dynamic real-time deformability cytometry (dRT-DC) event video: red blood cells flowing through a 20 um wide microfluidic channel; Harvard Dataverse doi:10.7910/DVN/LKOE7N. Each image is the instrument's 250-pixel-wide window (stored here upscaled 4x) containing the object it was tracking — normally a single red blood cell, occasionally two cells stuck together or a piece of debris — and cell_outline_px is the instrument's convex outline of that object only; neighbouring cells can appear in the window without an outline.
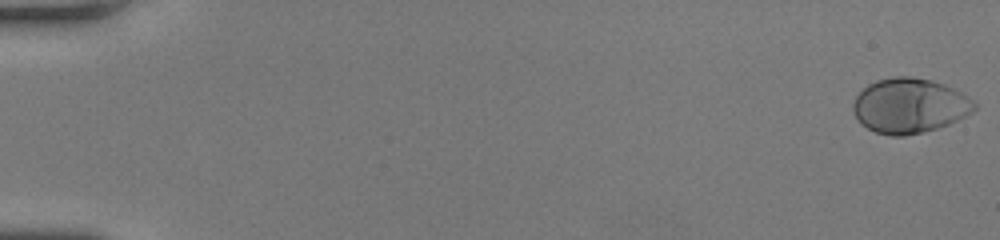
{"species": "human", "species_latin": "Homo sapiens", "temperature_condition": "room temperature", "stored_images_in_passage": 51, "camera_frame_rate_fps": 3000, "um_per_image_px": 0.085, "donor": {"sex": "female"}, "frame": {"image": 1, "passage_image": 1, "time_ms": 0.0, "image_size_px": [1000, 240], "cell_outline_px": [[976, 108], [972, 112], [948, 124], [924, 132], [904, 136], [892, 136], [876, 132], [860, 124], [852, 108], [852, 104], [856, 96], [868, 84], [876, 80], [892, 76], [912, 76], [944, 84], [968, 96], [976, 104]], "centroid_in_image_um": [77.28, 8.98], "position_along_channel_um": 7.7, "area_um2": 38.67}}
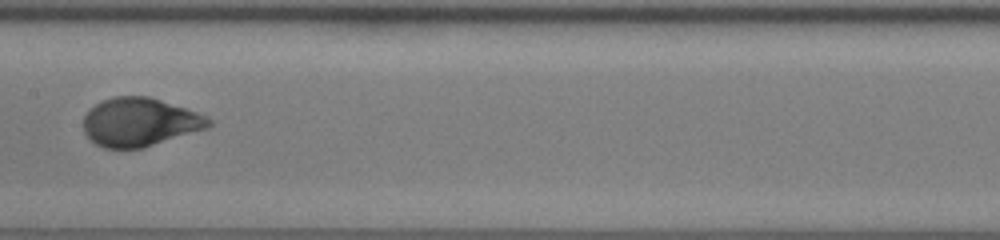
{"frame": {"image": 2, "passage_image": 28, "time_ms": 9.0, "image_size_px": [1000, 240], "cell_outline_px": [[212, 124], [208, 128], [144, 148], [104, 148], [88, 140], [84, 132], [84, 116], [96, 104], [112, 96], [148, 96], [208, 116], [212, 120]], "centroid_in_image_um": [11.88, 10.39], "position_along_channel_um": 195.5, "area_um2": 35.37}}
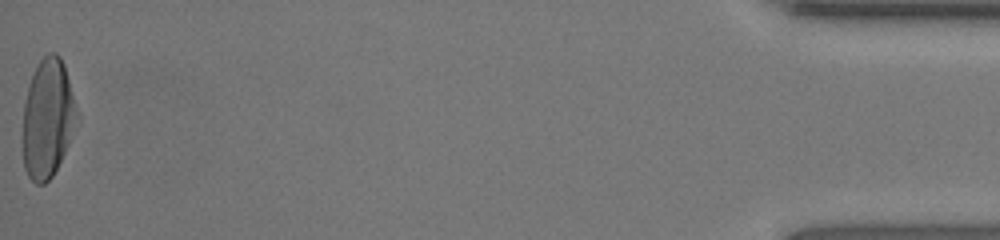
{"frame": {"image": 3, "passage_image": 51, "time_ms": 16.667, "image_size_px": [1000, 240], "cell_outline_px": [[80, 124], [52, 176], [44, 184], [36, 184], [28, 176], [24, 168], [24, 100], [32, 76], [40, 60], [48, 52], [56, 52], [60, 56], [64, 64], [80, 112]], "centroid_in_image_um": [4.13, 10.05], "position_along_channel_um": 431.1, "area_um2": 38.03}, "authors_computed_cell_mechanics": {"area_um2": 35.7782, "velocity_mm_per_s": 4.2633, "shape_relaxation_time_tau1_ms": 3.1156, "shape_relaxation_time_tau2_ms": null, "deformation_change_tau1": 0.1882, "deformation_change_tau2": null}}